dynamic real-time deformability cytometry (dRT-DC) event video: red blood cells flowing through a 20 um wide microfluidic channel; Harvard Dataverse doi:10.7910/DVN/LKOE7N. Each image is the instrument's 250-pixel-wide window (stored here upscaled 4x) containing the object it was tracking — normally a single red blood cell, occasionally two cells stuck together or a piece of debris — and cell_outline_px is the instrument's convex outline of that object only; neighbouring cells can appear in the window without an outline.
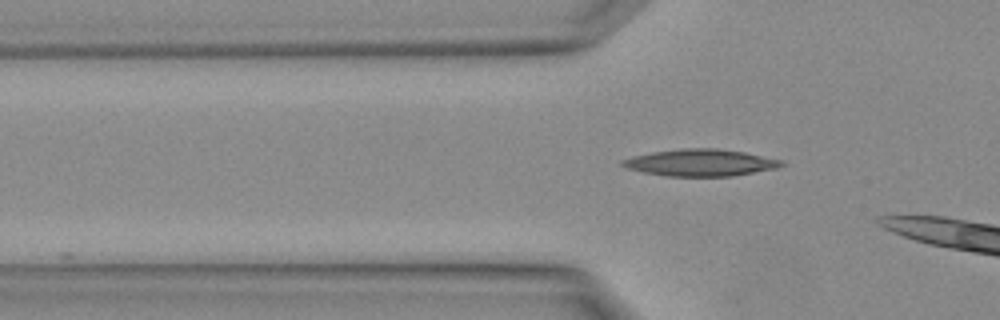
{"species": "Egyptian fruit bat (a non-hibernating species)", "species_latin": "Rousettus aegyptiacus", "temperature_condition": "warm", "stored_images_in_passage": 2, "camera_frame_rate_fps": 3000, "um_per_image_px": 0.085, "animal": {"sex": "female"}, "frame": {"image": 1, "passage_image": 2, "time_ms": 0.333, "image_size_px": [1000, 320], "cell_outline_px": [[784, 164], [776, 168], [732, 176], [668, 176], [644, 172], [628, 168], [620, 164], [620, 160], [632, 156], [652, 152], [680, 148], [716, 148], [744, 152], [784, 160]], "centroid_in_image_um": [59.53, 13.81], "position_along_channel_um": 66.3, "area_um2": 24.85}}